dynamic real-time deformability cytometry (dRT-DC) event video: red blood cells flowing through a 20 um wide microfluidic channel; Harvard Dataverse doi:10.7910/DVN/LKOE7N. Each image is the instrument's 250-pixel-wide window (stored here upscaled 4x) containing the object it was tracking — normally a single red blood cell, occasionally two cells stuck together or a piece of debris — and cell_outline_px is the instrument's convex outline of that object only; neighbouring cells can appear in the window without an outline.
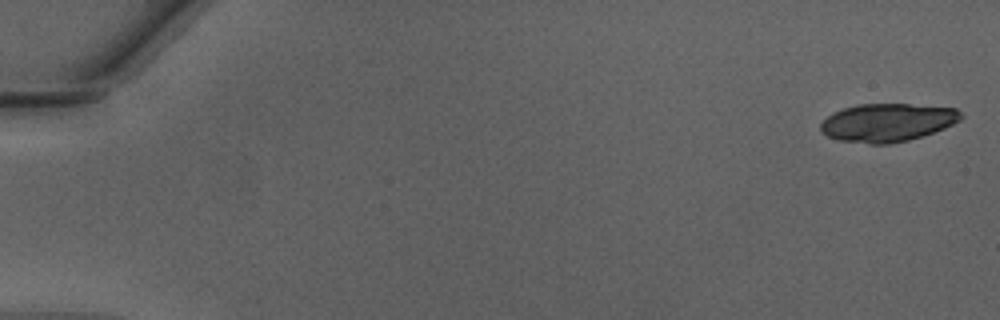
{"species": "Egyptian fruit bat (a non-hibernating species)", "species_latin": "Rousettus aegyptiacus", "temperature_condition": "warm", "stored_images_in_passage": 19, "camera_frame_rate_fps": 3000, "um_per_image_px": 0.085, "animal": {"sex": "male"}, "frame": {"image": 1, "passage_image": 1, "time_ms": 0.0, "image_size_px": [1000, 320], "cell_outline_px": [[964, 116], [960, 120], [944, 128], [908, 140], [888, 144], [868, 144], [836, 140], [828, 136], [820, 128], [820, 124], [832, 112], [844, 108], [860, 104], [908, 104], [956, 108]], "centroid_in_image_um": [75.41, 10.41], "position_along_channel_um": 9.6, "area_um2": 31.04}}